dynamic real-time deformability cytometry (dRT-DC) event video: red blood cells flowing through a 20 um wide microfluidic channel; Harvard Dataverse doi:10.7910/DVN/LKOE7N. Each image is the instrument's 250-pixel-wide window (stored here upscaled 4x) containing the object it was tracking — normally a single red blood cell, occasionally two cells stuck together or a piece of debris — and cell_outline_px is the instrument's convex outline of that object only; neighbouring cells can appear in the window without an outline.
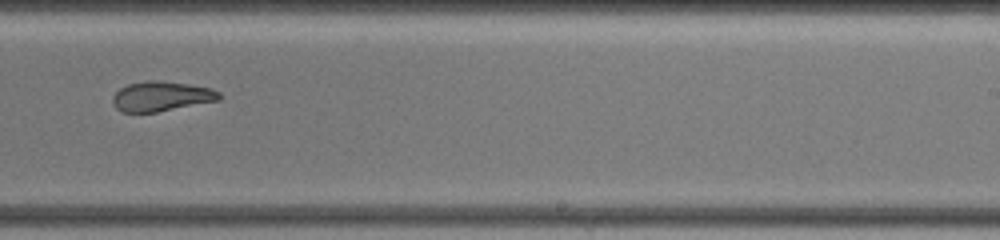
{"species": "common noctule bat (a hibernating species)", "species_latin": "Nyctalus noctula", "temperature_condition": "warm", "stored_images_in_passage": 24, "camera_frame_rate_fps": 3000, "um_per_image_px": 0.085, "animal": {"sex": "female", "body_mass_g": 19.5, "forearm_length_mm": 54.1}, "frame": {"image": 1, "passage_image": 17, "time_ms": 13.333, "image_size_px": [1000, 240], "cell_outline_px": [[224, 96], [220, 100], [156, 112], [120, 112], [112, 104], [112, 96], [120, 88], [128, 84], [148, 80], [160, 80], [188, 84], [212, 88], [220, 92]], "centroid_in_image_um": [13.73, 8.18], "position_along_channel_um": 275.3, "area_um2": 18.73}, "authors_computed_cell_mechanics": {"area_um2": 23.1778, "velocity_mm_per_s": 3.5557, "shape_relaxation_time_tau1_ms": null, "shape_relaxation_time_tau2_ms": 2.3904, "deformation_change_tau1": null, "deformation_change_tau2": 0.1053}}